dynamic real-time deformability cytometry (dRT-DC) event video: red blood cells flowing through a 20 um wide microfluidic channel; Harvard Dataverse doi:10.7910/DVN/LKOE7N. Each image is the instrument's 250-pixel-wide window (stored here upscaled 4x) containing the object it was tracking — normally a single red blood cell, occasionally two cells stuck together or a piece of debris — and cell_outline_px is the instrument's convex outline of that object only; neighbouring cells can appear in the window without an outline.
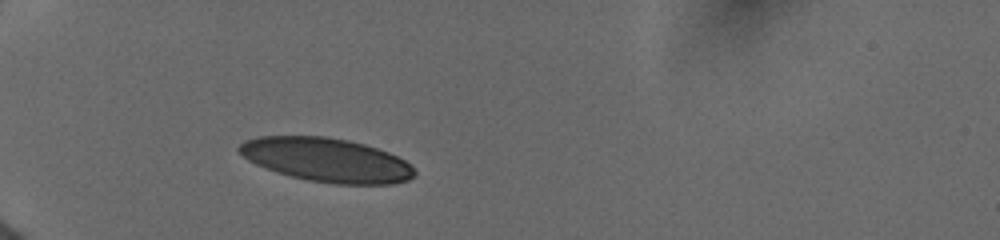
{"species": "human", "species_latin": "Homo sapiens", "temperature_condition": "cold", "stored_images_in_passage": 3, "camera_frame_rate_fps": 3000, "um_per_image_px": 0.085, "donor": {"sex": "female"}, "frame": {"image": 1, "passage_image": 3, "time_ms": 1.0, "image_size_px": [1000, 240], "cell_outline_px": [[416, 176], [408, 180], [396, 184], [332, 184], [308, 180], [292, 176], [256, 164], [248, 160], [236, 148], [244, 140], [260, 136], [328, 136], [348, 140], [364, 144], [388, 152], [412, 164], [416, 172]], "centroid_in_image_um": [27.8, 13.59], "position_along_channel_um": 57.2, "area_um2": 44.85}}